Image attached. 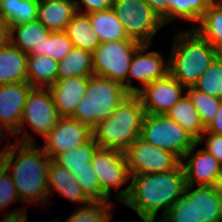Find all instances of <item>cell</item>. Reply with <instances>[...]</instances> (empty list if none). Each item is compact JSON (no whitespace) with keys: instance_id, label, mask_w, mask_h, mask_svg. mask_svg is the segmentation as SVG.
<instances>
[{"instance_id":"6da1fadb","label":"cell","mask_w":222,"mask_h":222,"mask_svg":"<svg viewBox=\"0 0 222 222\" xmlns=\"http://www.w3.org/2000/svg\"><path fill=\"white\" fill-rule=\"evenodd\" d=\"M130 184L115 197L119 203L133 209L143 222H157L184 193L185 170L180 163L174 170L153 174L130 175Z\"/></svg>"},{"instance_id":"7a4b0ae2","label":"cell","mask_w":222,"mask_h":222,"mask_svg":"<svg viewBox=\"0 0 222 222\" xmlns=\"http://www.w3.org/2000/svg\"><path fill=\"white\" fill-rule=\"evenodd\" d=\"M0 161L10 173L22 203L48 204L51 159L38 143L8 142L0 152Z\"/></svg>"},{"instance_id":"3957f363","label":"cell","mask_w":222,"mask_h":222,"mask_svg":"<svg viewBox=\"0 0 222 222\" xmlns=\"http://www.w3.org/2000/svg\"><path fill=\"white\" fill-rule=\"evenodd\" d=\"M174 29L169 74L185 89L191 88L215 60V48L193 28Z\"/></svg>"},{"instance_id":"277c9868","label":"cell","mask_w":222,"mask_h":222,"mask_svg":"<svg viewBox=\"0 0 222 222\" xmlns=\"http://www.w3.org/2000/svg\"><path fill=\"white\" fill-rule=\"evenodd\" d=\"M144 109L136 95L128 96L92 130L99 148L125 152L140 137Z\"/></svg>"},{"instance_id":"5b68a950","label":"cell","mask_w":222,"mask_h":222,"mask_svg":"<svg viewBox=\"0 0 222 222\" xmlns=\"http://www.w3.org/2000/svg\"><path fill=\"white\" fill-rule=\"evenodd\" d=\"M128 96L119 82L93 74L88 77L87 91L71 117L93 130Z\"/></svg>"},{"instance_id":"8992f818","label":"cell","mask_w":222,"mask_h":222,"mask_svg":"<svg viewBox=\"0 0 222 222\" xmlns=\"http://www.w3.org/2000/svg\"><path fill=\"white\" fill-rule=\"evenodd\" d=\"M140 138L156 147L172 152L180 160L197 142L165 114H144Z\"/></svg>"},{"instance_id":"52a82bcc","label":"cell","mask_w":222,"mask_h":222,"mask_svg":"<svg viewBox=\"0 0 222 222\" xmlns=\"http://www.w3.org/2000/svg\"><path fill=\"white\" fill-rule=\"evenodd\" d=\"M60 117L49 88H32L24 105L19 130L13 136V139L20 143H36V139L34 140L33 136L31 137L29 130H23L25 121L44 139L57 124ZM20 132H22L21 139L18 138Z\"/></svg>"},{"instance_id":"ba28073f","label":"cell","mask_w":222,"mask_h":222,"mask_svg":"<svg viewBox=\"0 0 222 222\" xmlns=\"http://www.w3.org/2000/svg\"><path fill=\"white\" fill-rule=\"evenodd\" d=\"M112 10L122 22L128 37L141 44L151 45L153 37L164 27L144 0H113Z\"/></svg>"},{"instance_id":"9c48e42d","label":"cell","mask_w":222,"mask_h":222,"mask_svg":"<svg viewBox=\"0 0 222 222\" xmlns=\"http://www.w3.org/2000/svg\"><path fill=\"white\" fill-rule=\"evenodd\" d=\"M140 45L134 39L100 43L92 52L93 74L122 85L127 79L133 55Z\"/></svg>"},{"instance_id":"30bf717a","label":"cell","mask_w":222,"mask_h":222,"mask_svg":"<svg viewBox=\"0 0 222 222\" xmlns=\"http://www.w3.org/2000/svg\"><path fill=\"white\" fill-rule=\"evenodd\" d=\"M130 175L174 170L181 160L172 152L156 147L140 137L124 152Z\"/></svg>"},{"instance_id":"8fae6325","label":"cell","mask_w":222,"mask_h":222,"mask_svg":"<svg viewBox=\"0 0 222 222\" xmlns=\"http://www.w3.org/2000/svg\"><path fill=\"white\" fill-rule=\"evenodd\" d=\"M149 46L150 44H141L133 55L127 79L122 84L130 95H136L148 84L169 74V59L165 61L158 51L147 52ZM133 79L139 81L142 88L135 87L132 84Z\"/></svg>"},{"instance_id":"7c38bea8","label":"cell","mask_w":222,"mask_h":222,"mask_svg":"<svg viewBox=\"0 0 222 222\" xmlns=\"http://www.w3.org/2000/svg\"><path fill=\"white\" fill-rule=\"evenodd\" d=\"M91 163L101 191L108 199L112 188L119 190L130 179L126 156L121 151L98 148Z\"/></svg>"},{"instance_id":"4fadbf2b","label":"cell","mask_w":222,"mask_h":222,"mask_svg":"<svg viewBox=\"0 0 222 222\" xmlns=\"http://www.w3.org/2000/svg\"><path fill=\"white\" fill-rule=\"evenodd\" d=\"M93 137L92 130L80 121L68 117H60L54 128L44 138L41 146L50 159L71 148L87 143Z\"/></svg>"},{"instance_id":"5bb4252c","label":"cell","mask_w":222,"mask_h":222,"mask_svg":"<svg viewBox=\"0 0 222 222\" xmlns=\"http://www.w3.org/2000/svg\"><path fill=\"white\" fill-rule=\"evenodd\" d=\"M184 93L186 89L168 74L145 86L136 96L140 99L145 114H165Z\"/></svg>"},{"instance_id":"9a60e30c","label":"cell","mask_w":222,"mask_h":222,"mask_svg":"<svg viewBox=\"0 0 222 222\" xmlns=\"http://www.w3.org/2000/svg\"><path fill=\"white\" fill-rule=\"evenodd\" d=\"M197 146L199 143L196 142L181 160L186 185L219 186L222 179V164L205 149L194 152Z\"/></svg>"},{"instance_id":"2e32d148","label":"cell","mask_w":222,"mask_h":222,"mask_svg":"<svg viewBox=\"0 0 222 222\" xmlns=\"http://www.w3.org/2000/svg\"><path fill=\"white\" fill-rule=\"evenodd\" d=\"M32 88L27 81L0 85V131L3 134L7 131L13 137L18 132L24 105Z\"/></svg>"},{"instance_id":"e0dca14e","label":"cell","mask_w":222,"mask_h":222,"mask_svg":"<svg viewBox=\"0 0 222 222\" xmlns=\"http://www.w3.org/2000/svg\"><path fill=\"white\" fill-rule=\"evenodd\" d=\"M88 87V77H70L57 80L49 91L55 108L61 117L72 116L77 105L85 95Z\"/></svg>"},{"instance_id":"ac0fdd59","label":"cell","mask_w":222,"mask_h":222,"mask_svg":"<svg viewBox=\"0 0 222 222\" xmlns=\"http://www.w3.org/2000/svg\"><path fill=\"white\" fill-rule=\"evenodd\" d=\"M76 13L75 0L39 1L37 20L50 32L65 31Z\"/></svg>"},{"instance_id":"d6986e66","label":"cell","mask_w":222,"mask_h":222,"mask_svg":"<svg viewBox=\"0 0 222 222\" xmlns=\"http://www.w3.org/2000/svg\"><path fill=\"white\" fill-rule=\"evenodd\" d=\"M49 33L50 31L38 20L11 25L10 43L23 53L41 56L43 38Z\"/></svg>"},{"instance_id":"ffe728a7","label":"cell","mask_w":222,"mask_h":222,"mask_svg":"<svg viewBox=\"0 0 222 222\" xmlns=\"http://www.w3.org/2000/svg\"><path fill=\"white\" fill-rule=\"evenodd\" d=\"M28 54L9 43L0 50V85L27 81Z\"/></svg>"},{"instance_id":"44dd1931","label":"cell","mask_w":222,"mask_h":222,"mask_svg":"<svg viewBox=\"0 0 222 222\" xmlns=\"http://www.w3.org/2000/svg\"><path fill=\"white\" fill-rule=\"evenodd\" d=\"M165 115L178 123L196 141L205 132V127L200 116L186 93L165 113Z\"/></svg>"},{"instance_id":"7402d4cb","label":"cell","mask_w":222,"mask_h":222,"mask_svg":"<svg viewBox=\"0 0 222 222\" xmlns=\"http://www.w3.org/2000/svg\"><path fill=\"white\" fill-rule=\"evenodd\" d=\"M197 222H222V194L219 186H197Z\"/></svg>"},{"instance_id":"603a6c76","label":"cell","mask_w":222,"mask_h":222,"mask_svg":"<svg viewBox=\"0 0 222 222\" xmlns=\"http://www.w3.org/2000/svg\"><path fill=\"white\" fill-rule=\"evenodd\" d=\"M87 15L101 43L130 39L112 8L88 13Z\"/></svg>"},{"instance_id":"cb8c5ba5","label":"cell","mask_w":222,"mask_h":222,"mask_svg":"<svg viewBox=\"0 0 222 222\" xmlns=\"http://www.w3.org/2000/svg\"><path fill=\"white\" fill-rule=\"evenodd\" d=\"M58 61L47 55H28L27 82L33 88H50L57 81Z\"/></svg>"},{"instance_id":"d4e9b609","label":"cell","mask_w":222,"mask_h":222,"mask_svg":"<svg viewBox=\"0 0 222 222\" xmlns=\"http://www.w3.org/2000/svg\"><path fill=\"white\" fill-rule=\"evenodd\" d=\"M65 33L72 41L73 47L90 52H93L101 43L94 32L89 16L85 13L77 12L68 23Z\"/></svg>"},{"instance_id":"484cf974","label":"cell","mask_w":222,"mask_h":222,"mask_svg":"<svg viewBox=\"0 0 222 222\" xmlns=\"http://www.w3.org/2000/svg\"><path fill=\"white\" fill-rule=\"evenodd\" d=\"M93 75L92 52L73 47L66 57L58 62L57 80Z\"/></svg>"},{"instance_id":"4316f807","label":"cell","mask_w":222,"mask_h":222,"mask_svg":"<svg viewBox=\"0 0 222 222\" xmlns=\"http://www.w3.org/2000/svg\"><path fill=\"white\" fill-rule=\"evenodd\" d=\"M192 28L214 48L222 46V1L211 2L198 22Z\"/></svg>"},{"instance_id":"83f0119b","label":"cell","mask_w":222,"mask_h":222,"mask_svg":"<svg viewBox=\"0 0 222 222\" xmlns=\"http://www.w3.org/2000/svg\"><path fill=\"white\" fill-rule=\"evenodd\" d=\"M39 0H1L0 17L10 25L37 20Z\"/></svg>"},{"instance_id":"f1b7e54d","label":"cell","mask_w":222,"mask_h":222,"mask_svg":"<svg viewBox=\"0 0 222 222\" xmlns=\"http://www.w3.org/2000/svg\"><path fill=\"white\" fill-rule=\"evenodd\" d=\"M186 185L184 193L157 222H197L196 188Z\"/></svg>"},{"instance_id":"f546056e","label":"cell","mask_w":222,"mask_h":222,"mask_svg":"<svg viewBox=\"0 0 222 222\" xmlns=\"http://www.w3.org/2000/svg\"><path fill=\"white\" fill-rule=\"evenodd\" d=\"M99 146L92 137L87 143L59 154L54 161L71 173L82 168H91V160Z\"/></svg>"},{"instance_id":"4dcf8cb0","label":"cell","mask_w":222,"mask_h":222,"mask_svg":"<svg viewBox=\"0 0 222 222\" xmlns=\"http://www.w3.org/2000/svg\"><path fill=\"white\" fill-rule=\"evenodd\" d=\"M169 3V22L180 18L197 25L206 12L210 0H167Z\"/></svg>"},{"instance_id":"1f68e13d","label":"cell","mask_w":222,"mask_h":222,"mask_svg":"<svg viewBox=\"0 0 222 222\" xmlns=\"http://www.w3.org/2000/svg\"><path fill=\"white\" fill-rule=\"evenodd\" d=\"M113 206V202H90L75 209L66 222H111Z\"/></svg>"},{"instance_id":"d6a6232c","label":"cell","mask_w":222,"mask_h":222,"mask_svg":"<svg viewBox=\"0 0 222 222\" xmlns=\"http://www.w3.org/2000/svg\"><path fill=\"white\" fill-rule=\"evenodd\" d=\"M186 94L191 99L192 104L197 110L200 119L206 128L217 114L222 99L198 91L194 87L187 88Z\"/></svg>"},{"instance_id":"836d02e7","label":"cell","mask_w":222,"mask_h":222,"mask_svg":"<svg viewBox=\"0 0 222 222\" xmlns=\"http://www.w3.org/2000/svg\"><path fill=\"white\" fill-rule=\"evenodd\" d=\"M73 48L72 41L65 31L50 32L43 38L41 56L47 55L56 61L63 60Z\"/></svg>"},{"instance_id":"e575fe53","label":"cell","mask_w":222,"mask_h":222,"mask_svg":"<svg viewBox=\"0 0 222 222\" xmlns=\"http://www.w3.org/2000/svg\"><path fill=\"white\" fill-rule=\"evenodd\" d=\"M72 174L91 202H112L102 193L92 163L91 168H82Z\"/></svg>"},{"instance_id":"d590c367","label":"cell","mask_w":222,"mask_h":222,"mask_svg":"<svg viewBox=\"0 0 222 222\" xmlns=\"http://www.w3.org/2000/svg\"><path fill=\"white\" fill-rule=\"evenodd\" d=\"M195 89L222 99V65L215 59L198 79Z\"/></svg>"},{"instance_id":"8d00e7d4","label":"cell","mask_w":222,"mask_h":222,"mask_svg":"<svg viewBox=\"0 0 222 222\" xmlns=\"http://www.w3.org/2000/svg\"><path fill=\"white\" fill-rule=\"evenodd\" d=\"M15 202L21 203L11 175L2 165L0 167V210H4Z\"/></svg>"},{"instance_id":"74e56055","label":"cell","mask_w":222,"mask_h":222,"mask_svg":"<svg viewBox=\"0 0 222 222\" xmlns=\"http://www.w3.org/2000/svg\"><path fill=\"white\" fill-rule=\"evenodd\" d=\"M56 190L61 196L71 200L72 202H81L88 204L91 201L84 194L79 184H66V185H48V200L52 193Z\"/></svg>"},{"instance_id":"f35d334b","label":"cell","mask_w":222,"mask_h":222,"mask_svg":"<svg viewBox=\"0 0 222 222\" xmlns=\"http://www.w3.org/2000/svg\"><path fill=\"white\" fill-rule=\"evenodd\" d=\"M78 184L74 175L51 159L48 172V185Z\"/></svg>"},{"instance_id":"ab89813d","label":"cell","mask_w":222,"mask_h":222,"mask_svg":"<svg viewBox=\"0 0 222 222\" xmlns=\"http://www.w3.org/2000/svg\"><path fill=\"white\" fill-rule=\"evenodd\" d=\"M202 141L205 142V148L203 149L211 153L217 159V161L222 164V135L205 131L197 140V143L200 144Z\"/></svg>"},{"instance_id":"60d3db41","label":"cell","mask_w":222,"mask_h":222,"mask_svg":"<svg viewBox=\"0 0 222 222\" xmlns=\"http://www.w3.org/2000/svg\"><path fill=\"white\" fill-rule=\"evenodd\" d=\"M75 4L77 12L88 14L112 8L113 0H75Z\"/></svg>"},{"instance_id":"b9f144b4","label":"cell","mask_w":222,"mask_h":222,"mask_svg":"<svg viewBox=\"0 0 222 222\" xmlns=\"http://www.w3.org/2000/svg\"><path fill=\"white\" fill-rule=\"evenodd\" d=\"M164 25L169 23V3L167 0H144Z\"/></svg>"},{"instance_id":"7bdbcfd3","label":"cell","mask_w":222,"mask_h":222,"mask_svg":"<svg viewBox=\"0 0 222 222\" xmlns=\"http://www.w3.org/2000/svg\"><path fill=\"white\" fill-rule=\"evenodd\" d=\"M26 207L9 210L0 222H27Z\"/></svg>"},{"instance_id":"ee69618b","label":"cell","mask_w":222,"mask_h":222,"mask_svg":"<svg viewBox=\"0 0 222 222\" xmlns=\"http://www.w3.org/2000/svg\"><path fill=\"white\" fill-rule=\"evenodd\" d=\"M205 131L217 135H222V102L219 106L217 114L210 124L205 128Z\"/></svg>"},{"instance_id":"f6af8a7d","label":"cell","mask_w":222,"mask_h":222,"mask_svg":"<svg viewBox=\"0 0 222 222\" xmlns=\"http://www.w3.org/2000/svg\"><path fill=\"white\" fill-rule=\"evenodd\" d=\"M11 25L0 17V50L10 43Z\"/></svg>"},{"instance_id":"bcb514c9","label":"cell","mask_w":222,"mask_h":222,"mask_svg":"<svg viewBox=\"0 0 222 222\" xmlns=\"http://www.w3.org/2000/svg\"><path fill=\"white\" fill-rule=\"evenodd\" d=\"M215 59L222 65V46L215 47Z\"/></svg>"},{"instance_id":"7dc6e473","label":"cell","mask_w":222,"mask_h":222,"mask_svg":"<svg viewBox=\"0 0 222 222\" xmlns=\"http://www.w3.org/2000/svg\"><path fill=\"white\" fill-rule=\"evenodd\" d=\"M8 133L4 136V134L0 131V142H2L6 137Z\"/></svg>"},{"instance_id":"c3c4849f","label":"cell","mask_w":222,"mask_h":222,"mask_svg":"<svg viewBox=\"0 0 222 222\" xmlns=\"http://www.w3.org/2000/svg\"><path fill=\"white\" fill-rule=\"evenodd\" d=\"M219 188H220L221 194H222V179H221V181H220V183H219Z\"/></svg>"},{"instance_id":"681fc988","label":"cell","mask_w":222,"mask_h":222,"mask_svg":"<svg viewBox=\"0 0 222 222\" xmlns=\"http://www.w3.org/2000/svg\"><path fill=\"white\" fill-rule=\"evenodd\" d=\"M211 2H219V1H222V0H210Z\"/></svg>"},{"instance_id":"f907efd6","label":"cell","mask_w":222,"mask_h":222,"mask_svg":"<svg viewBox=\"0 0 222 222\" xmlns=\"http://www.w3.org/2000/svg\"><path fill=\"white\" fill-rule=\"evenodd\" d=\"M39 1H58V0H39Z\"/></svg>"}]
</instances>
